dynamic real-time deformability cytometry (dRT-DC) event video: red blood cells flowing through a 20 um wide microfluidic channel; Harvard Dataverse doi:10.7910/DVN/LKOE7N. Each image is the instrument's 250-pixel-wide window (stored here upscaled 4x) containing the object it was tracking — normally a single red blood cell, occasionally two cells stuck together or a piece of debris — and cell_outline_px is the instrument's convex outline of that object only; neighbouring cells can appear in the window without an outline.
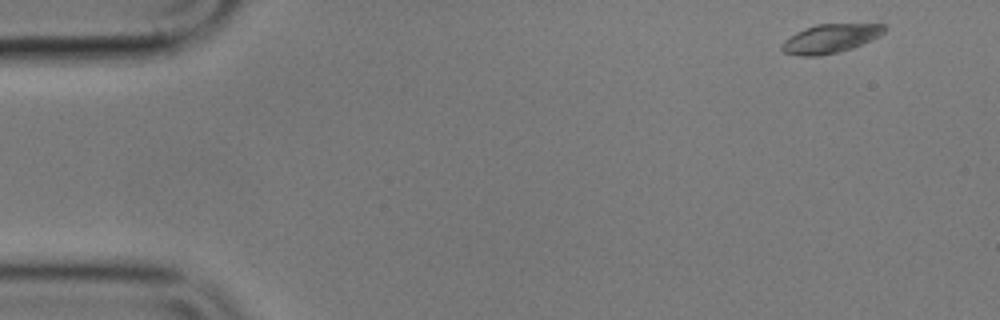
{"species": "common noctule bat (a hibernating species)", "species_latin": "Nyctalus noctula", "temperature_condition": "cold", "stored_images_in_passage": 54, "camera_frame_rate_fps": 3000, "um_per_image_px": 0.085, "animal": {"sex": "male", "body_mass_g": 17.9}, "frame": {"image": 1, "passage_image": 1, "time_ms": 0.0, "image_size_px": [1000, 320], "cell_outline_px": [[884, 32], [880, 36], [852, 48], [836, 52], [816, 56], [800, 56], [784, 52], [780, 48], [780, 44], [784, 40], [796, 32], [804, 28], [816, 24], [884, 24]], "centroid_in_image_um": [70.53, 3.27], "position_along_channel_um": 14.5, "area_um2": 17.11}}
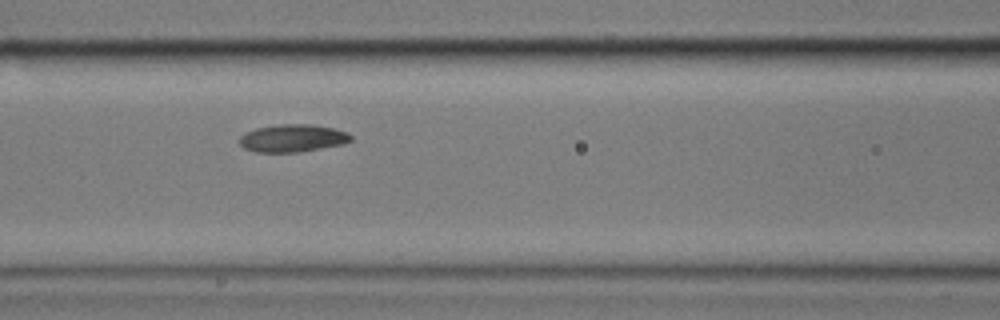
{"frame": {"image": 2, "passage_image": 21, "time_ms": 6.667, "image_size_px": [1000, 320], "cell_outline_px": [[352, 140], [344, 144], [300, 152], [256, 152], [244, 148], [240, 144], [240, 136], [244, 132], [256, 128], [280, 124], [312, 124], [332, 128], [348, 132], [352, 136]], "centroid_in_image_um": [24.88, 11.74], "position_along_channel_um": 141.7, "area_um2": 18.03}}
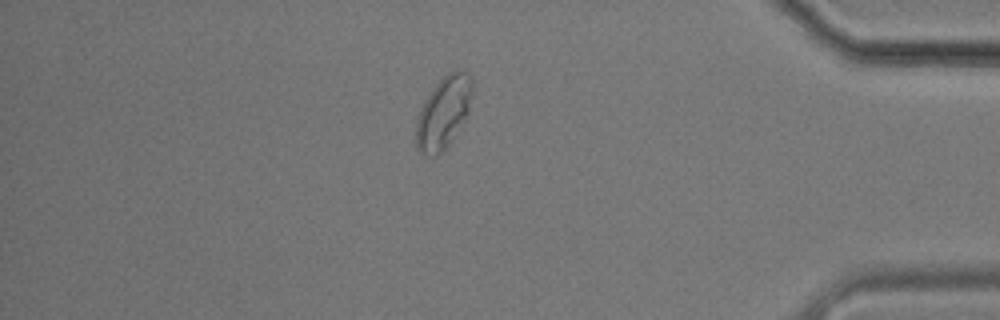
{"frame": {"image": 3, "passage_image": 46, "time_ms": 15.0, "image_size_px": [1000, 320], "cell_outline_px": [[472, 92], [468, 108], [452, 140], [436, 156], [428, 156], [420, 152], [416, 148], [416, 120], [428, 96], [436, 84], [448, 72], [456, 68], [464, 72], [472, 80]], "centroid_in_image_um": [37.67, 9.57], "position_along_channel_um": 397.5, "area_um2": 22.77}, "authors_computed_cell_mechanics": {"area_um2": 17.8602, "velocity_mm_per_s": 3.4933, "shape_relaxation_time_tau1_ms": 5.7032, "shape_relaxation_time_tau2_ms": null, "deformation_change_tau1": 0.1552, "deformation_change_tau2": null}}